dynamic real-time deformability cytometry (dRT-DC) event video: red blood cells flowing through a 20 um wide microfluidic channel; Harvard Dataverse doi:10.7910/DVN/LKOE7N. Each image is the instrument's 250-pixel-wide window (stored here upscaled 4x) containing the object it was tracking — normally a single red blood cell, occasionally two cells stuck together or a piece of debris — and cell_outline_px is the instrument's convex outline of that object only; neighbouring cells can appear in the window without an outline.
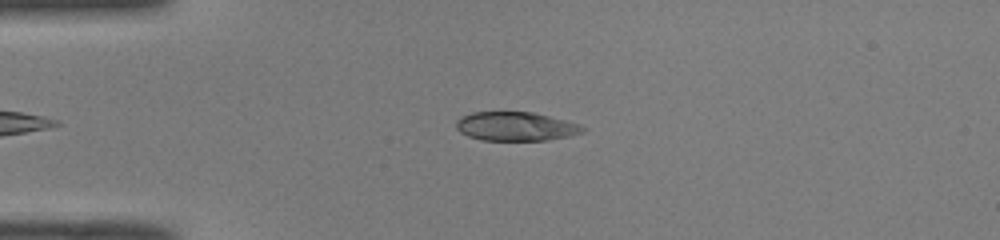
{"species": "common noctule bat (a hibernating species)", "species_latin": "Nyctalus noctula", "temperature_condition": "room temperature", "stored_images_in_passage": 35, "camera_frame_rate_fps": 3000, "um_per_image_px": 0.085, "animal": {"sex": "male", "body_mass_g": 19.0, "forearm_length_mm": 50.8}, "frame": {"image": 1, "passage_image": 2, "time_ms": 0.333, "image_size_px": [1000, 240], "cell_outline_px": [[588, 128], [584, 132], [568, 136], [544, 140], [484, 140], [468, 136], [460, 132], [456, 128], [456, 120], [460, 116], [472, 112], [532, 112], [580, 124]], "centroid_in_image_um": [43.83, 10.74], "position_along_channel_um": 41.2, "area_um2": 21.27}}
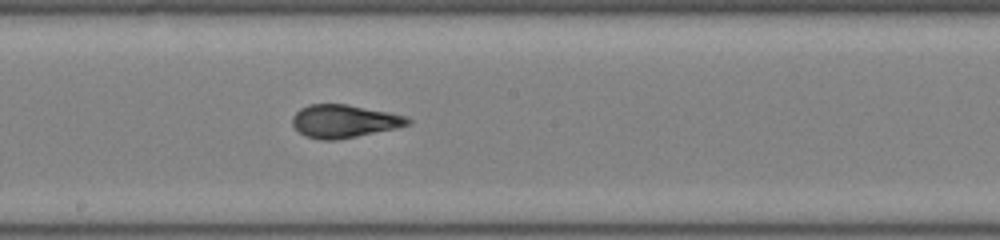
{"frame": {"image": 2, "passage_image": 17, "time_ms": 5.333, "image_size_px": [1000, 240], "cell_outline_px": [[412, 120], [408, 124], [396, 128], [336, 140], [320, 140], [304, 136], [292, 124], [292, 116], [300, 108], [308, 104], [348, 104], [408, 116]], "centroid_in_image_um": [29.23, 10.29], "position_along_channel_um": 219.0, "area_um2": 22.2}}
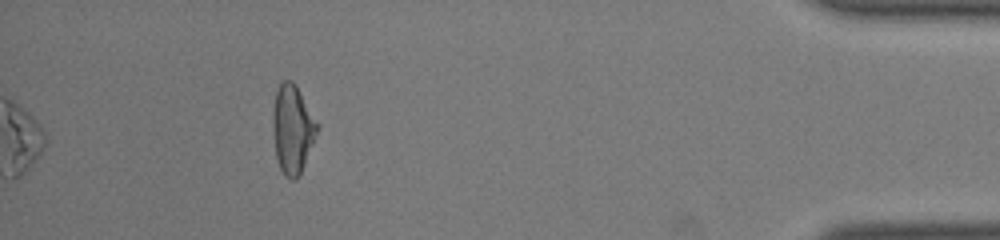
{"frame": {"image": 3, "passage_image": 35, "time_ms": 11.333, "image_size_px": [1000, 240], "cell_outline_px": [[320, 128], [304, 164], [300, 172], [292, 180], [284, 176], [276, 160], [272, 128], [272, 112], [276, 88], [280, 80], [292, 80], [296, 84], [320, 124]], "centroid_in_image_um": [24.86, 10.91], "position_along_channel_um": 410.3, "area_um2": 23.41}, "authors_computed_cell_mechanics": {"area_um2": 22.0796, "velocity_mm_per_s": 4.0986, "shape_relaxation_time_tau1_ms": 6.9509, "shape_relaxation_time_tau2_ms": 0.7484, "deformation_change_tau1": 0.2511, "deformation_change_tau2": 0.0538}}